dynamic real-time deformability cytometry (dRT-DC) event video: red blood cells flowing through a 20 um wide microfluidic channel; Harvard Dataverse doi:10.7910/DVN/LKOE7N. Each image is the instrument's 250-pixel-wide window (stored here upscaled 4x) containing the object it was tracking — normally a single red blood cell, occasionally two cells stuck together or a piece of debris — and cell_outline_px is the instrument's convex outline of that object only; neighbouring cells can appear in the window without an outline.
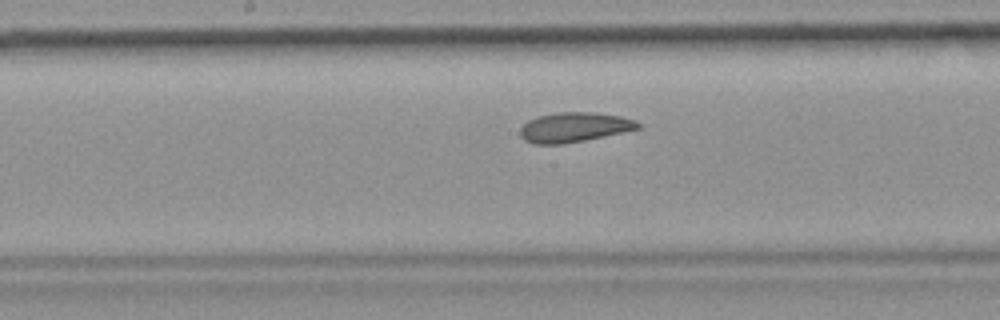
{"species": "common noctule bat (a hibernating species)", "species_latin": "Nyctalus noctula", "temperature_condition": "room temperature", "stored_images_in_passage": 28, "camera_frame_rate_fps": 3000, "um_per_image_px": 0.085, "animal": {"sex": "female", "body_mass_g": 19.9}, "frame": {"image": 1, "passage_image": 13, "time_ms": 4.0, "image_size_px": [1000, 320], "cell_outline_px": [[644, 128], [564, 144], [532, 144], [524, 140], [520, 136], [520, 128], [528, 120], [536, 116], [556, 112], [592, 112], [620, 116], [636, 120], [644, 124]], "centroid_in_image_um": [48.84, 10.81], "position_along_channel_um": 199.4, "area_um2": 20.75}}